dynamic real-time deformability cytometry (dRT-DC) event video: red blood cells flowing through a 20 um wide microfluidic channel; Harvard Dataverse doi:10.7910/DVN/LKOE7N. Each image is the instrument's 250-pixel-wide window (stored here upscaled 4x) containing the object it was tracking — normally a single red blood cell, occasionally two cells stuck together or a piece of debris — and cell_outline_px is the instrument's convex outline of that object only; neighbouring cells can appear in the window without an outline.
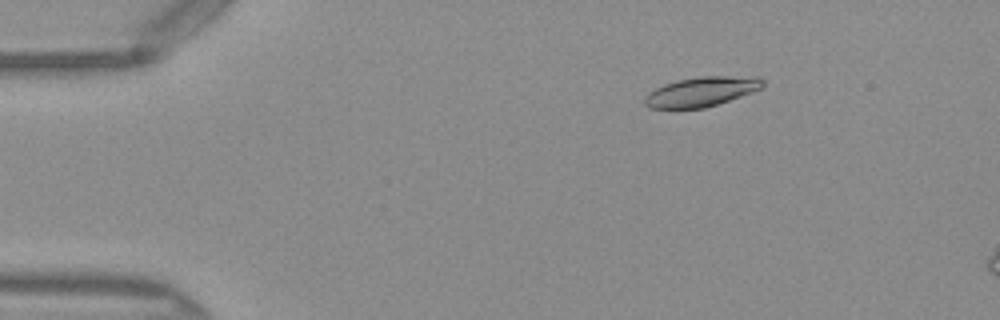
{"species": "Egyptian fruit bat (a non-hibernating species)", "species_latin": "Rousettus aegyptiacus", "temperature_condition": "warm", "stored_images_in_passage": 51, "camera_frame_rate_fps": 3000, "um_per_image_px": 0.085, "frame": {"image": 1, "passage_image": 8, "time_ms": 2.333, "image_size_px": [1000, 320], "cell_outline_px": [[764, 88], [704, 108], [648, 108], [644, 104], [644, 96], [648, 92], [664, 84], [676, 80], [700, 76], [760, 76], [764, 80]], "centroid_in_image_um": [59.63, 7.77], "position_along_channel_um": 25.4, "area_um2": 20.52}}
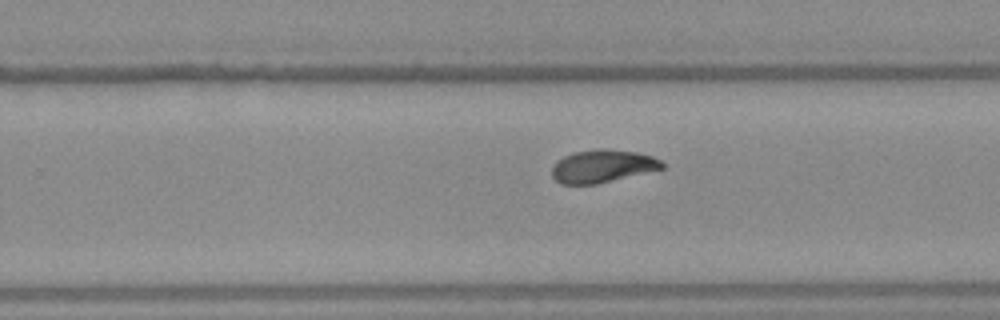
{"frame": {"image": 2, "passage_image": 32, "time_ms": 10.333, "image_size_px": [1000, 320], "cell_outline_px": [[664, 168], [596, 184], [560, 184], [552, 176], [552, 164], [564, 156], [572, 152], [604, 148], [636, 152], [652, 156], [660, 160], [664, 164]], "centroid_in_image_um": [51.18, 14.12], "position_along_channel_um": 278.6, "area_um2": 20.98}}
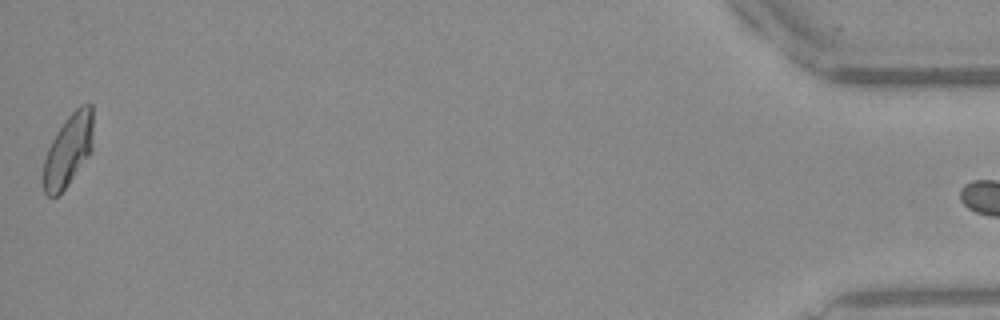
{"frame": {"image": 3, "passage_image": 50, "time_ms": 16.333, "image_size_px": [1000, 320], "cell_outline_px": [[92, 152], [68, 184], [56, 196], [48, 196], [44, 192], [44, 160], [48, 148], [56, 132], [68, 116], [80, 104], [92, 104]], "centroid_in_image_um": [5.82, 12.74], "position_along_channel_um": 429.4, "area_um2": 20.69}, "authors_computed_cell_mechanics": {"area_um2": 20.7502, "velocity_mm_per_s": 4.0679, "shape_relaxation_time_tau1_ms": 4.8949, "shape_relaxation_time_tau2_ms": 2.8904, "deformation_change_tau1": 0.1632, "deformation_change_tau2": 0.0695}}